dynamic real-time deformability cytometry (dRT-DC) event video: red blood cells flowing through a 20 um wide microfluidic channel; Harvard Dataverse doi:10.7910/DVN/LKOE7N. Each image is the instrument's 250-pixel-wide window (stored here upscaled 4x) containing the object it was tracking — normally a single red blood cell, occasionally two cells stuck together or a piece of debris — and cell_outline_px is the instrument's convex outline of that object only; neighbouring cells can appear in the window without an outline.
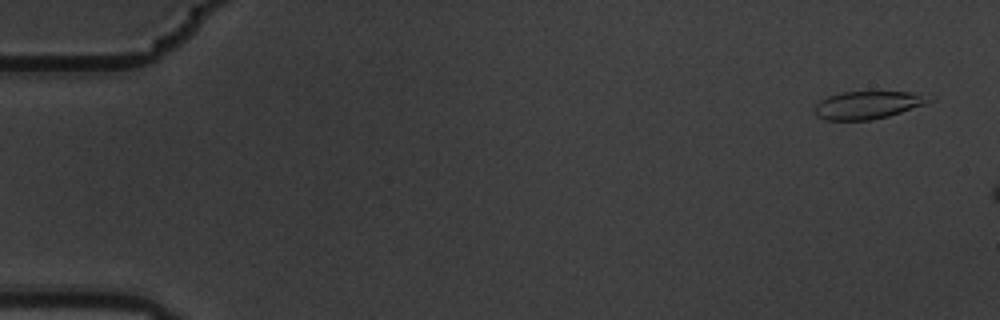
{"species": "common noctule bat (a hibernating species)", "species_latin": "Nyctalus noctula", "temperature_condition": "warm", "stored_images_in_passage": 3, "camera_frame_rate_fps": 3000, "um_per_image_px": 0.085, "animal": {"sex": "male", "body_mass_g": 19.5, "forearm_length_mm": 54.6}, "frame": {"image": 1, "passage_image": 1, "time_ms": 0.0, "image_size_px": [1000, 320], "cell_outline_px": [[936, 100], [888, 116], [872, 120], [828, 120], [816, 116], [816, 104], [820, 100], [828, 96], [840, 92], [912, 92], [936, 96]], "centroid_in_image_um": [73.82, 8.91], "position_along_channel_um": 11.2, "area_um2": 18.55}}